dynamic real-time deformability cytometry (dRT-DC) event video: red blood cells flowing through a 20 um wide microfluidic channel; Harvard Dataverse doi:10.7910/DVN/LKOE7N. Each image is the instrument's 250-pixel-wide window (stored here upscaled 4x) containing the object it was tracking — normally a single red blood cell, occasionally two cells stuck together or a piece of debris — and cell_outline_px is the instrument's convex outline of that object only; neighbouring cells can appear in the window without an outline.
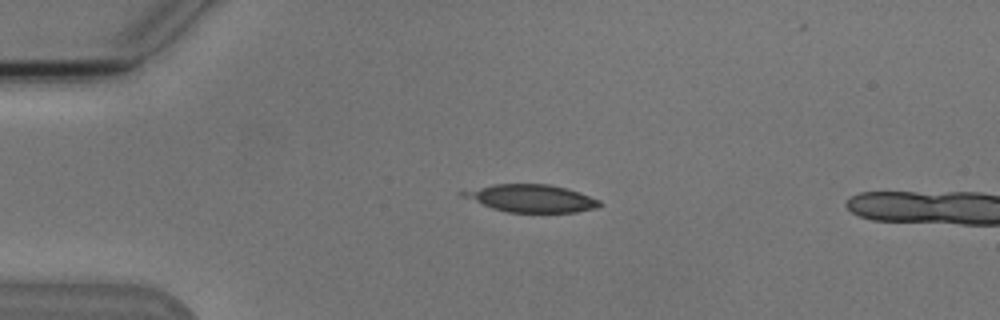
{"species": "Egyptian fruit bat (a non-hibernating species)", "species_latin": "Rousettus aegyptiacus", "temperature_condition": "cold", "stored_images_in_passage": 3, "camera_frame_rate_fps": 3000, "um_per_image_px": 0.085, "animal": {"sex": "male"}, "frame": {"image": 1, "passage_image": 2, "time_ms": 1.333, "image_size_px": [1000, 320], "cell_outline_px": [[604, 204], [596, 208], [576, 212], [508, 212], [492, 208], [460, 196], [460, 192], [496, 184], [548, 184], [580, 192], [600, 200]], "centroid_in_image_um": [45.19, 16.86], "position_along_channel_um": 39.8, "area_um2": 21.73}}